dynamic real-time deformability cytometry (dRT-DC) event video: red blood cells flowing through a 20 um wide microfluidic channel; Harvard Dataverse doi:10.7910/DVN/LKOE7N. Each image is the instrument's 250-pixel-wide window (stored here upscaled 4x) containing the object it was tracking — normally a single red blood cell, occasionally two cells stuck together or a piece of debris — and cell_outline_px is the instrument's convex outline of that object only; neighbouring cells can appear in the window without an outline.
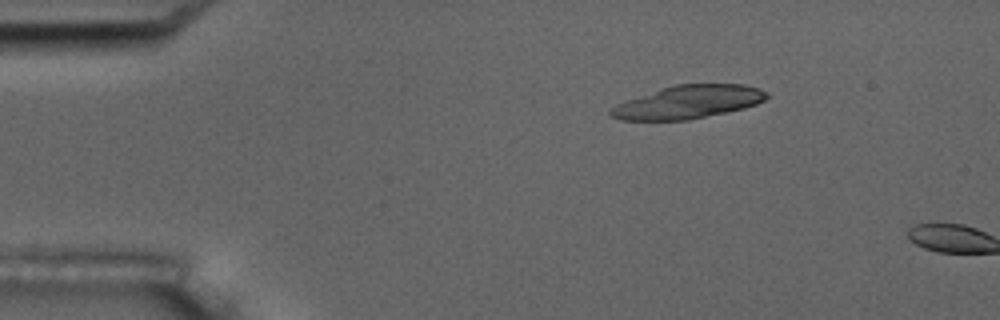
{"species": "common noctule bat (a hibernating species)", "species_latin": "Nyctalus noctula", "temperature_condition": "room temperature", "stored_images_in_passage": 2, "camera_frame_rate_fps": 3000, "um_per_image_px": 0.085, "animal": {"sex": "male", "body_mass_g": 17.5, "forearm_length_mm": 52.3}, "frame": {"image": 1, "passage_image": 1, "time_ms": 0.0, "image_size_px": [1000, 320], "cell_outline_px": [[768, 96], [764, 100], [756, 104], [744, 108], [688, 120], [620, 120], [608, 116], [608, 108], [616, 104], [660, 88], [676, 84], [744, 84], [760, 88], [768, 92]], "centroid_in_image_um": [58.46, 8.67], "position_along_channel_um": 26.5, "area_um2": 30.23}}